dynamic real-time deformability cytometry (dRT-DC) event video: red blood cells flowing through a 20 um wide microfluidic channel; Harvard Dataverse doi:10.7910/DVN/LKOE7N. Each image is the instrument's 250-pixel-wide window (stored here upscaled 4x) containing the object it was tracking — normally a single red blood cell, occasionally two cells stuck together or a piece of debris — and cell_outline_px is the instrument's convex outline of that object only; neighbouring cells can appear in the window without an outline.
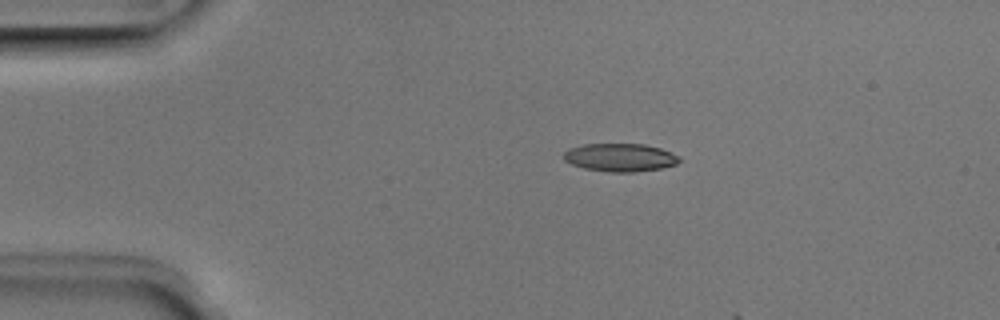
{"species": "Egyptian fruit bat (a non-hibernating species)", "species_latin": "Rousettus aegyptiacus", "temperature_condition": "room temperature", "stored_images_in_passage": 5, "camera_frame_rate_fps": 3000, "um_per_image_px": 0.085, "animal": {"sex": "male"}, "frame": {"image": 1, "passage_image": 3, "time_ms": 0.667, "image_size_px": [1000, 320], "cell_outline_px": [[680, 160], [676, 164], [660, 168], [632, 172], [608, 172], [584, 168], [572, 164], [564, 160], [564, 152], [568, 148], [584, 144], [644, 144], [660, 148], [680, 156]], "centroid_in_image_um": [52.69, 13.38], "position_along_channel_um": 32.3, "area_um2": 18.84}}